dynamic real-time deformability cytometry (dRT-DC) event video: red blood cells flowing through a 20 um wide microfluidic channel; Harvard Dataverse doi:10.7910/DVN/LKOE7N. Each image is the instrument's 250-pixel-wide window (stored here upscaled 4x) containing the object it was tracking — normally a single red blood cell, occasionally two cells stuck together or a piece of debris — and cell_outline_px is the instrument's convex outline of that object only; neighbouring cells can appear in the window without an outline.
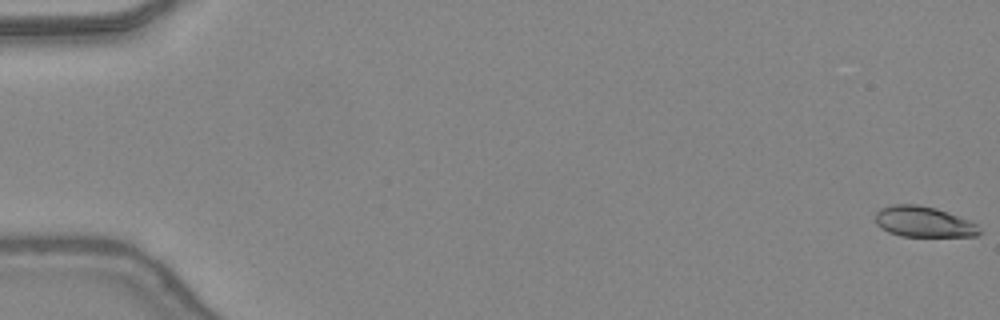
{"species": "common noctule bat (a hibernating species)", "species_latin": "Nyctalus noctula", "temperature_condition": "warm", "stored_images_in_passage": 48, "camera_frame_rate_fps": 3000, "um_per_image_px": 0.085, "animal": {"sex": "female", "body_mass_g": 24.6, "forearm_length_mm": 56.2}, "frame": {"image": 1, "passage_image": 1, "time_ms": 0.0, "image_size_px": [1000, 320], "cell_outline_px": [[980, 232], [976, 236], [900, 236], [888, 232], [880, 228], [876, 224], [876, 212], [880, 208], [892, 204], [916, 204], [936, 208], [968, 220], [976, 224]], "centroid_in_image_um": [78.45, 18.85], "position_along_channel_um": 6.6, "area_um2": 18.5}}
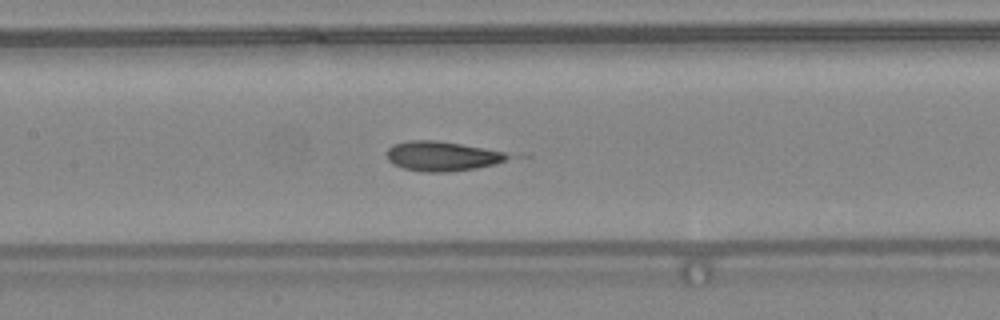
{"frame": {"image": 2, "passage_image": 24, "time_ms": 7.667, "image_size_px": [1000, 320], "cell_outline_px": [[532, 156], [496, 164], [476, 168], [448, 172], [424, 172], [404, 168], [392, 164], [388, 160], [388, 148], [392, 144], [408, 140], [436, 140], [520, 152]], "centroid_in_image_um": [37.95, 13.25], "position_along_channel_um": 169.4, "area_um2": 22.54}}
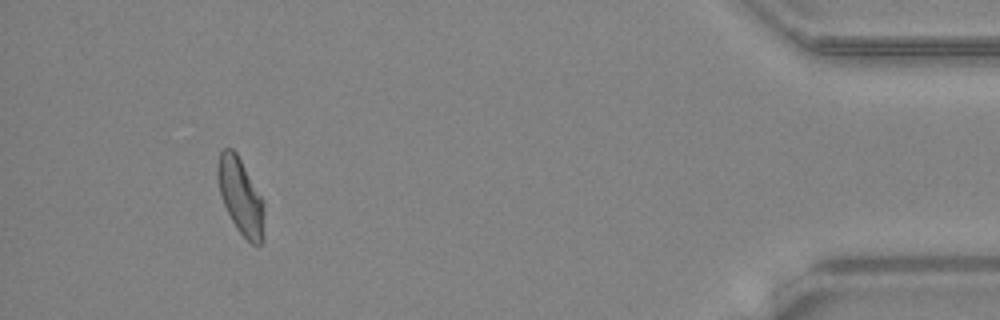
{"frame": {"image": 3, "passage_image": 45, "time_ms": 14.667, "image_size_px": [1000, 320], "cell_outline_px": [[264, 240], [260, 244], [252, 244], [236, 228], [224, 204], [220, 192], [216, 176], [216, 168], [220, 152], [224, 148], [232, 148], [236, 152], [264, 200]], "centroid_in_image_um": [20.47, 16.69], "position_along_channel_um": 414.7, "area_um2": 20.69}, "authors_computed_cell_mechanics": {"area_um2": 20.3456, "velocity_mm_per_s": 4.4196, "shape_relaxation_time_tau1_ms": null, "shape_relaxation_time_tau2_ms": 0.9533, "deformation_change_tau1": null, "deformation_change_tau2": 0.0621}}